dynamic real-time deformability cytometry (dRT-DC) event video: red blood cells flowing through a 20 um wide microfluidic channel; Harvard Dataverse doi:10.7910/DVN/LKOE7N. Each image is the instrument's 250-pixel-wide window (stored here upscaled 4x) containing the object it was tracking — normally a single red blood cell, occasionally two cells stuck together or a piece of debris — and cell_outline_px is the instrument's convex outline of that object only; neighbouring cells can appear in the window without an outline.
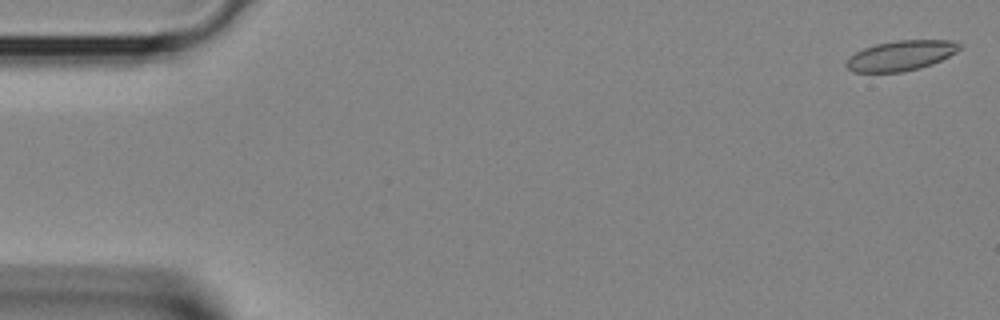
{"species": "Egyptian fruit bat (a non-hibernating species)", "species_latin": "Rousettus aegyptiacus", "temperature_condition": "room temperature", "stored_images_in_passage": 6, "camera_frame_rate_fps": 3000, "um_per_image_px": 0.085, "animal": {"sex": "female"}, "frame": {"image": 1, "passage_image": 1, "time_ms": 0.0, "image_size_px": [1000, 320], "cell_outline_px": [[964, 44], [956, 52], [932, 64], [920, 68], [904, 72], [852, 72], [844, 64], [848, 56], [864, 48], [876, 44], [896, 40], [956, 40]], "centroid_in_image_um": [76.58, 4.72], "position_along_channel_um": 8.4, "area_um2": 20.06}}